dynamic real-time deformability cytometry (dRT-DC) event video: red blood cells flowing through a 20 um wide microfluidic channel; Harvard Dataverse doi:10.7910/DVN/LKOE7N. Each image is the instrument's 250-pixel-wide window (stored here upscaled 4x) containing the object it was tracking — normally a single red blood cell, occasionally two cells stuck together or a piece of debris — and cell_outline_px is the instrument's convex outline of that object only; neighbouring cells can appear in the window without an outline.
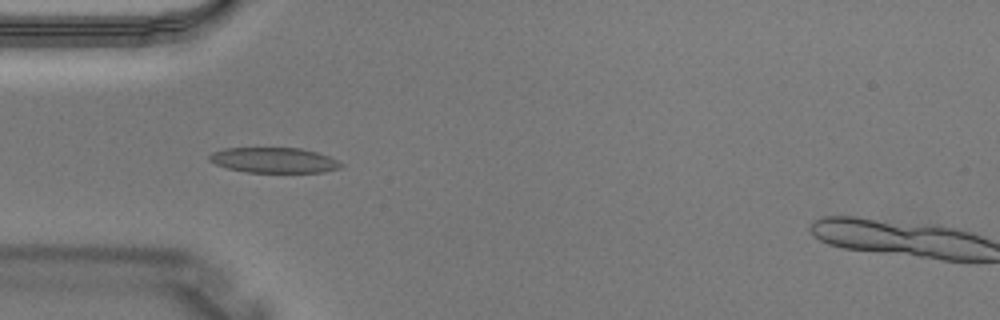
{"species": "Egyptian fruit bat (a non-hibernating species)", "species_latin": "Rousettus aegyptiacus", "temperature_condition": "warm", "stored_images_in_passage": 2, "camera_frame_rate_fps": 3000, "um_per_image_px": 0.085, "animal": {"sex": "male"}, "frame": {"image": 1, "passage_image": 1, "time_ms": 0.0, "image_size_px": [1000, 320], "cell_outline_px": [[344, 164], [340, 168], [324, 172], [248, 172], [228, 168], [216, 164], [208, 160], [208, 156], [212, 152], [224, 148], [300, 148], [316, 152], [328, 156]], "centroid_in_image_um": [23.27, 13.61], "position_along_channel_um": 61.7, "area_um2": 19.31}}